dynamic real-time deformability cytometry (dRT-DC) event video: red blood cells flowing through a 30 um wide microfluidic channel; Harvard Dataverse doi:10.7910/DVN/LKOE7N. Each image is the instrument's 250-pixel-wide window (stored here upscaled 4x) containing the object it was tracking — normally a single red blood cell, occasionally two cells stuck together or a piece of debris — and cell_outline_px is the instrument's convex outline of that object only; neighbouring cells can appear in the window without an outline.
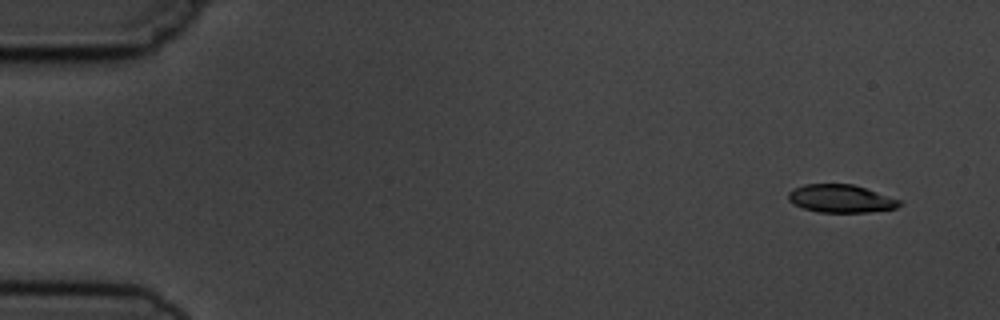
{"species": "common noctule bat (a hibernating species)", "species_latin": "Nyctalus noctula", "temperature_condition": "cold", "stored_images_in_passage": 8, "camera_frame_rate_fps": 3000, "um_per_image_px": 0.085, "animal": {"sex": "male", "body_mass_g": 19.5, "forearm_length_mm": 54.6}, "frame": {"image": 1, "passage_image": 1, "time_ms": 0.0, "image_size_px": [1000, 320], "cell_outline_px": [[904, 204], [896, 208], [868, 212], [820, 212], [804, 208], [788, 200], [788, 192], [792, 188], [804, 184], [852, 184], [900, 200]], "centroid_in_image_um": [71.46, 16.88], "position_along_channel_um": 13.5, "area_um2": 17.92}}
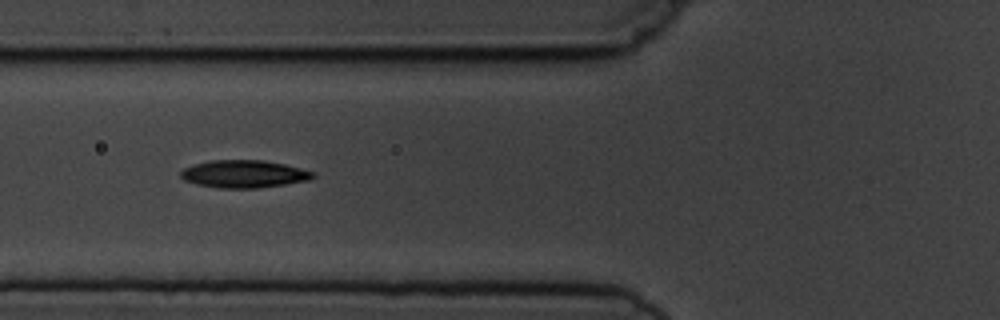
{"frame": {"image": 2, "passage_image": 6, "time_ms": 5.667, "image_size_px": [1000, 320], "cell_outline_px": [[316, 176], [308, 180], [284, 184], [256, 188], [220, 188], [196, 184], [184, 180], [180, 176], [180, 172], [184, 168], [192, 164], [212, 160], [264, 160], [284, 164], [300, 168], [312, 172]], "centroid_in_image_um": [20.69, 14.78], "position_along_channel_um": 105.1, "area_um2": 21.15}}
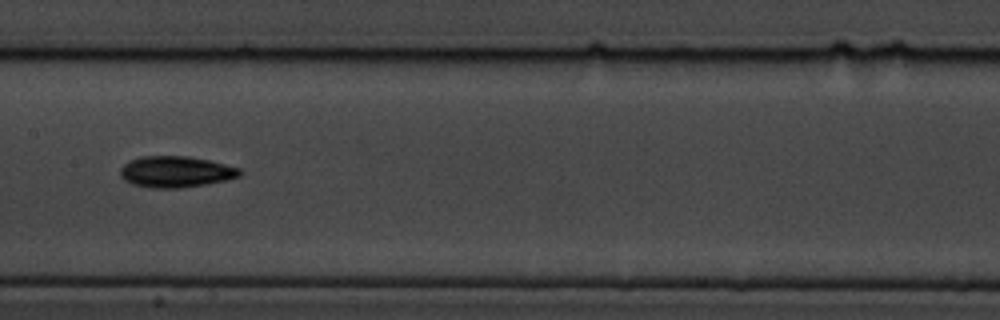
{"frame": {"image": 3, "passage_image": 8, "time_ms": 8.0, "image_size_px": [1000, 320], "cell_outline_px": [[240, 176], [228, 180], [180, 188], [152, 188], [132, 184], [124, 180], [120, 176], [120, 168], [124, 164], [140, 156], [188, 156], [208, 160], [240, 168]], "centroid_in_image_um": [14.92, 14.6], "position_along_channel_um": 192.5, "area_um2": 21.68}}